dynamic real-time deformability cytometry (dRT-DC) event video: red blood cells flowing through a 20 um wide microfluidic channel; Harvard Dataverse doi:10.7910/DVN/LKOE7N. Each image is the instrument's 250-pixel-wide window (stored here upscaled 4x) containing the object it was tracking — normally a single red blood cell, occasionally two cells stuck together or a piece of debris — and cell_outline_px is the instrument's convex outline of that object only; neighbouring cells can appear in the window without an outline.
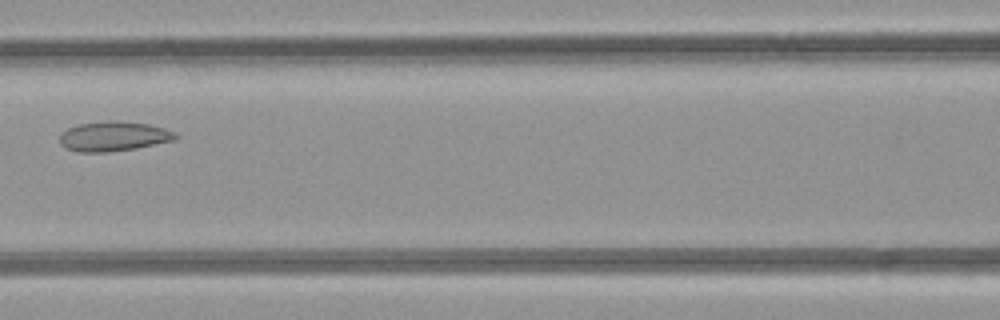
{"species": "common noctule bat (a hibernating species)", "species_latin": "Nyctalus noctula", "temperature_condition": "room temperature", "stored_images_in_passage": 5, "camera_frame_rate_fps": 3000, "um_per_image_px": 0.085, "animal": {"sex": "female", "body_mass_g": 21.9}, "frame": {"image": 1, "passage_image": 4, "time_ms": 3.667, "image_size_px": [1000, 320], "cell_outline_px": [[180, 136], [176, 140], [136, 148], [108, 152], [80, 152], [64, 148], [60, 144], [60, 132], [68, 128], [80, 124], [108, 120], [120, 120], [148, 124], [164, 128]], "centroid_in_image_um": [9.64, 11.58], "position_along_channel_um": 157.0, "area_um2": 20.23}}
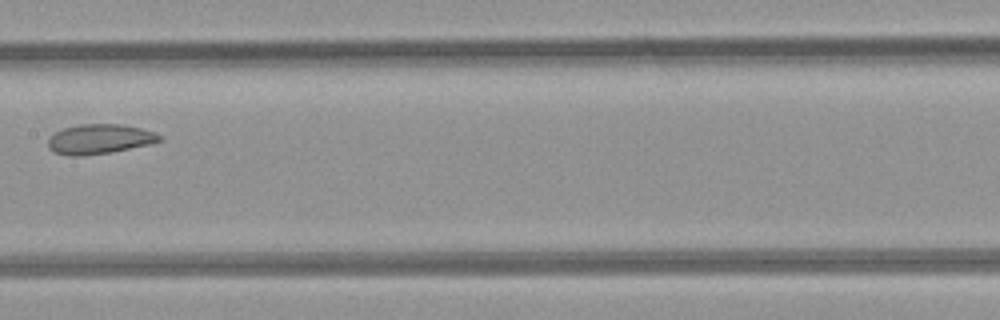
{"frame": {"image": 2, "passage_image": 5, "time_ms": 4.667, "image_size_px": [1000, 320], "cell_outline_px": [[164, 140], [148, 144], [112, 152], [80, 156], [68, 156], [56, 152], [48, 148], [48, 140], [56, 132], [64, 128], [80, 124], [120, 124], [140, 128], [156, 132], [164, 136]], "centroid_in_image_um": [8.5, 11.82], "position_along_channel_um": 198.9, "area_um2": 19.31}}